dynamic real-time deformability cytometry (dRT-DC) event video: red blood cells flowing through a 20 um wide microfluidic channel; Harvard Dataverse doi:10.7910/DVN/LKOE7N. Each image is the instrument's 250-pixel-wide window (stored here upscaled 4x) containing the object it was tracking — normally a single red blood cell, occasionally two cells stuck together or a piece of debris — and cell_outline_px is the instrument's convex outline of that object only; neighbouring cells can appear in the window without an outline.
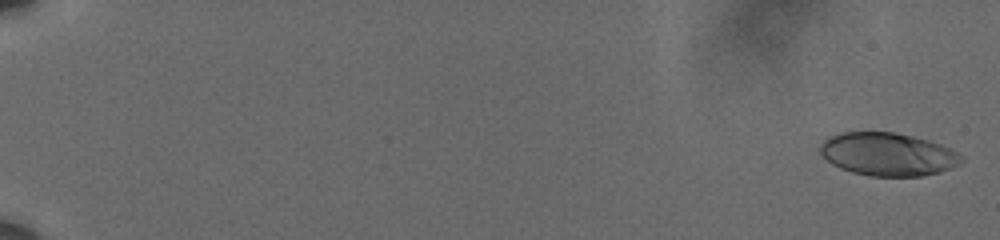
{"species": "human", "species_latin": "Homo sapiens", "temperature_condition": "cold", "stored_images_in_passage": 54, "camera_frame_rate_fps": 3000, "um_per_image_px": 0.085, "donor": {"sex": "male"}, "frame": {"image": 1, "passage_image": 1, "time_ms": 0.0, "image_size_px": [1000, 240], "cell_outline_px": [[964, 160], [940, 172], [924, 176], [868, 176], [852, 172], [840, 168], [832, 164], [820, 152], [820, 144], [824, 140], [840, 132], [896, 132], [928, 140], [940, 144], [964, 156]], "centroid_in_image_um": [75.45, 13.11], "position_along_channel_um": 9.5, "area_um2": 35.26}}
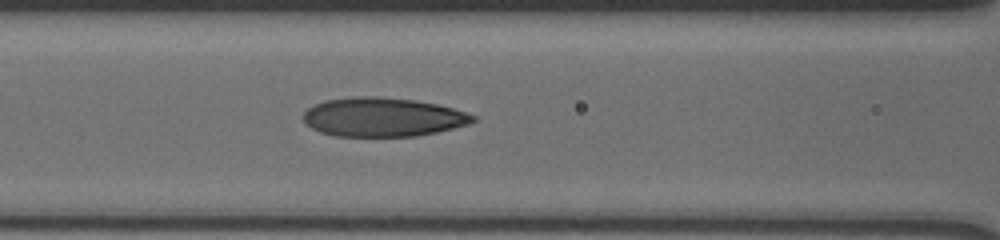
{"frame": {"image": 2, "passage_image": 23, "time_ms": 7.333, "image_size_px": [1000, 240], "cell_outline_px": [[476, 120], [468, 124], [436, 132], [416, 136], [336, 136], [320, 132], [312, 128], [304, 120], [304, 112], [308, 108], [324, 100], [356, 96], [376, 96], [416, 100], [436, 104], [452, 108], [476, 116]], "centroid_in_image_um": [32.53, 9.95], "position_along_channel_um": 134.1, "area_um2": 38.32}}
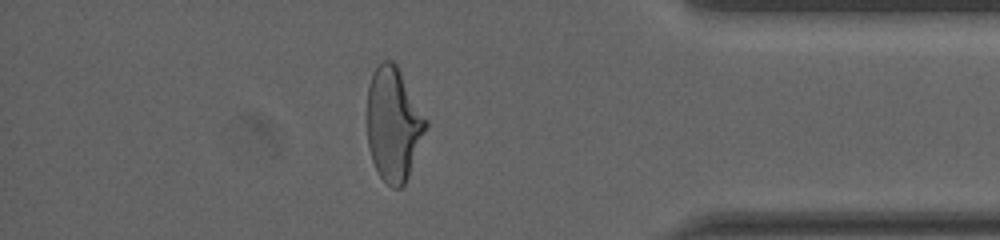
{"frame": {"image": 3, "passage_image": 47, "time_ms": 15.333, "image_size_px": [1000, 240], "cell_outline_px": [[428, 124], [408, 176], [404, 184], [400, 188], [392, 188], [380, 176], [372, 160], [368, 148], [368, 88], [372, 72], [384, 60], [392, 60], [396, 64], [428, 120]], "centroid_in_image_um": [33.45, 10.55], "position_along_channel_um": 401.8, "area_um2": 38.49}, "authors_computed_cell_mechanics": {"area_um2": 38.1191, "velocity_mm_per_s": 3.6193, "shape_relaxation_time_tau1_ms": 7.827, "shape_relaxation_time_tau2_ms": 1.6933, "deformation_change_tau1": 0.2339, "deformation_change_tau2": 0.0932}}